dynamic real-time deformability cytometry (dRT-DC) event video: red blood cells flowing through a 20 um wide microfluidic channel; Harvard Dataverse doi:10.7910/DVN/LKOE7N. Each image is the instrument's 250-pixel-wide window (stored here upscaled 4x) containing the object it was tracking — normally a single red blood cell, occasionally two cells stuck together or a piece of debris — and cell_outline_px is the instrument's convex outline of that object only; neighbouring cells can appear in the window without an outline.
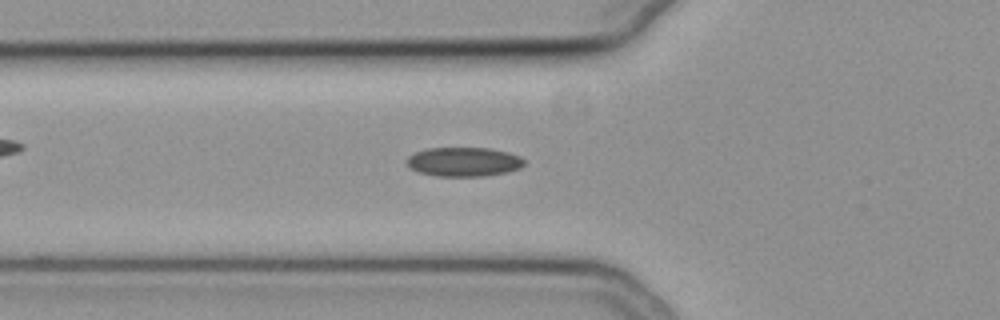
{"species": "common noctule bat (a hibernating species)", "species_latin": "Nyctalus noctula", "temperature_condition": "cold", "stored_images_in_passage": 50, "camera_frame_rate_fps": 3000, "um_per_image_px": 0.085, "animal": {"sex": "female", "body_mass_g": 19.3, "forearm_length_mm": 54.1}, "frame": {"image": 1, "passage_image": 20, "time_ms": 6.333, "image_size_px": [1000, 320], "cell_outline_px": [[524, 164], [520, 168], [508, 172], [484, 176], [436, 176], [416, 172], [408, 164], [408, 156], [416, 152], [428, 148], [488, 148], [508, 152], [520, 156], [524, 160]], "centroid_in_image_um": [39.44, 13.76], "position_along_channel_um": 86.4, "area_um2": 19.94}}
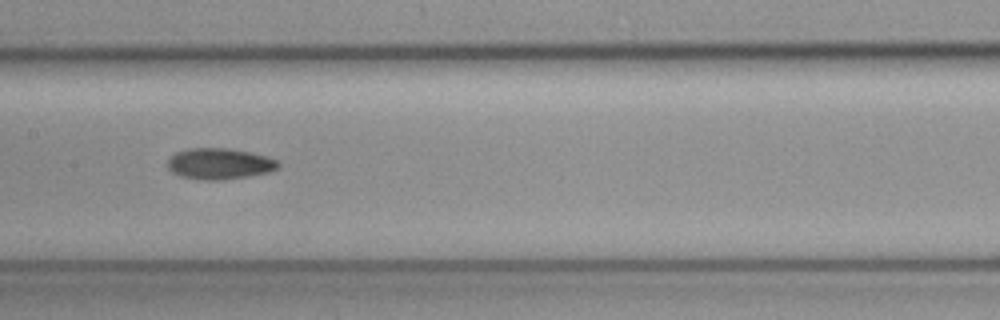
{"frame": {"image": 2, "passage_image": 28, "time_ms": 9.0, "image_size_px": [1000, 320], "cell_outline_px": [[280, 164], [276, 168], [268, 172], [248, 176], [220, 180], [204, 180], [180, 176], [172, 172], [168, 168], [168, 160], [176, 152], [188, 148], [228, 148], [268, 156], [276, 160]], "centroid_in_image_um": [18.64, 13.91], "position_along_channel_um": 188.8, "area_um2": 19.88}}
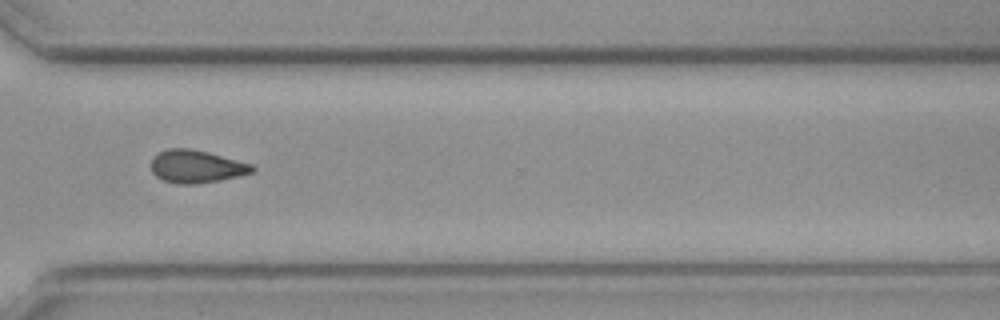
{"frame": {"image": 3, "passage_image": 41, "time_ms": 13.333, "image_size_px": [1000, 320], "cell_outline_px": [[256, 168], [252, 172], [240, 176], [220, 180], [196, 184], [176, 184], [164, 180], [156, 176], [152, 172], [152, 156], [168, 148], [188, 148], [208, 152], [252, 164]], "centroid_in_image_um": [16.69, 14.15], "position_along_channel_um": 353.9, "area_um2": 19.31}}